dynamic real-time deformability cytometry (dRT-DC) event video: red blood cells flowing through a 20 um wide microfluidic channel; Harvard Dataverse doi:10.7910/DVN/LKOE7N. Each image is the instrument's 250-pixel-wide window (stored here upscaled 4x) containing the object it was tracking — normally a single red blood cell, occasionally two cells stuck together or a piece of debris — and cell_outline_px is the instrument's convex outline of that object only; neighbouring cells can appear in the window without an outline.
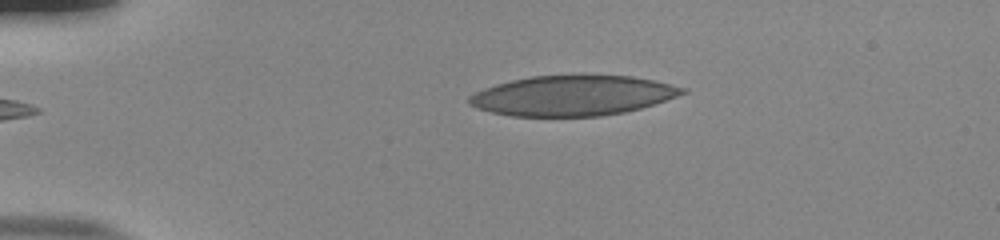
{"species": "human", "species_latin": "Homo sapiens", "temperature_condition": "room temperature", "stored_images_in_passage": 42, "camera_frame_rate_fps": 3000, "um_per_image_px": 0.085, "donor": {"sex": "male"}, "frame": {"image": 1, "passage_image": 1, "time_ms": 0.0, "image_size_px": [1000, 240], "cell_outline_px": [[688, 92], [640, 108], [624, 112], [600, 116], [512, 116], [492, 112], [476, 108], [468, 104], [468, 96], [484, 88], [496, 84], [512, 80], [532, 76], [632, 76], [652, 80], [688, 88]], "centroid_in_image_um": [48.64, 8.13], "position_along_channel_um": 36.4, "area_um2": 49.36}}
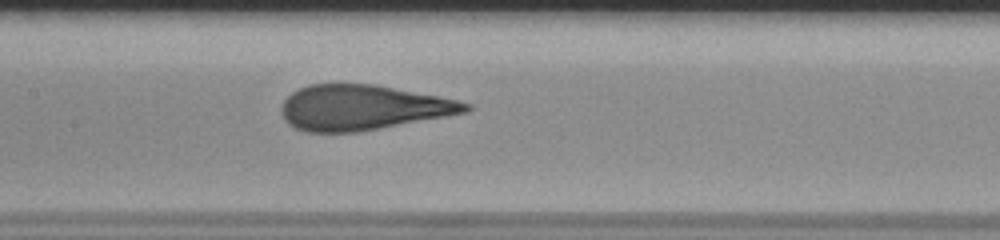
{"frame": {"image": 2, "passage_image": 16, "time_ms": 5.0, "image_size_px": [1000, 240], "cell_outline_px": [[472, 108], [468, 112], [360, 132], [304, 132], [288, 124], [284, 120], [280, 108], [284, 100], [292, 92], [308, 84], [372, 84], [436, 96], [456, 100], [472, 104]], "centroid_in_image_um": [30.79, 9.15], "position_along_channel_um": 176.6, "area_um2": 48.26}}
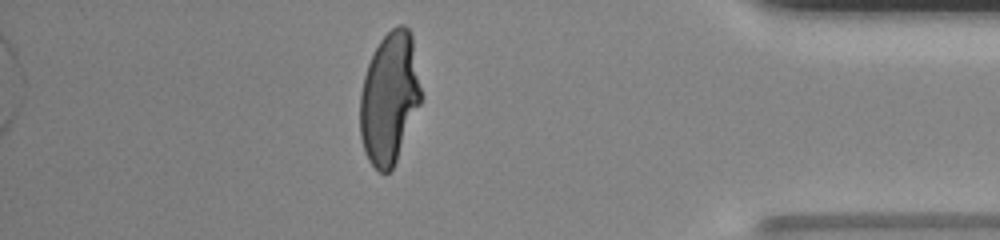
{"frame": {"image": 3, "passage_image": 36, "time_ms": 11.667, "image_size_px": [1000, 240], "cell_outline_px": [[420, 104], [396, 160], [392, 168], [388, 172], [380, 172], [368, 160], [364, 152], [360, 136], [360, 92], [364, 76], [368, 64], [380, 40], [396, 24], [404, 24], [408, 28], [412, 36], [420, 88]], "centroid_in_image_um": [33.08, 8.33], "position_along_channel_um": 402.1, "area_um2": 46.24}}